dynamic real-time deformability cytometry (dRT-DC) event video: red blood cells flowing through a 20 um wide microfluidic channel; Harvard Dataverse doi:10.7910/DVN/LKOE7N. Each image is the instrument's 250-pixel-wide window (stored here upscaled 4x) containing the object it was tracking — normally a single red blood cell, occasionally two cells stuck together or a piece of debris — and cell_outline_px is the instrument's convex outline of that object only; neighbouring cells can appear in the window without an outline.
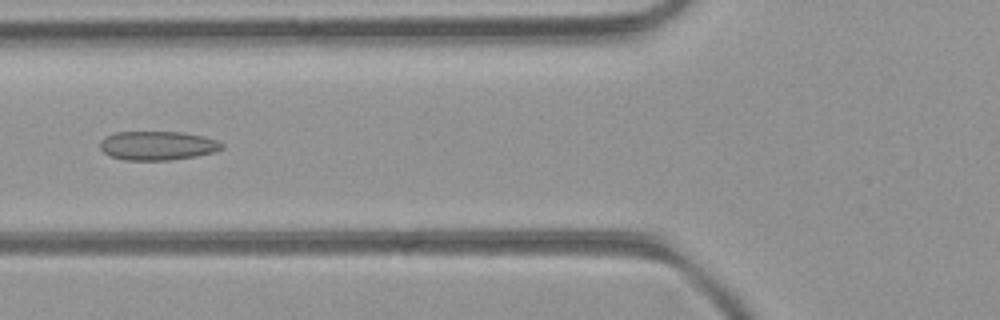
{"species": "common noctule bat (a hibernating species)", "species_latin": "Nyctalus noctula", "temperature_condition": "room temperature", "stored_images_in_passage": 52, "camera_frame_rate_fps": 3000, "um_per_image_px": 0.085, "animal": {"sex": "female", "body_mass_g": 21.9}, "frame": {"image": 1, "passage_image": 20, "time_ms": 6.333, "image_size_px": [1000, 320], "cell_outline_px": [[224, 148], [216, 152], [196, 156], [172, 160], [124, 160], [112, 156], [104, 152], [100, 148], [100, 140], [104, 136], [116, 132], [184, 132], [204, 136], [216, 140], [224, 144]], "centroid_in_image_um": [13.41, 12.37], "position_along_channel_um": 112.4, "area_um2": 20.75}}
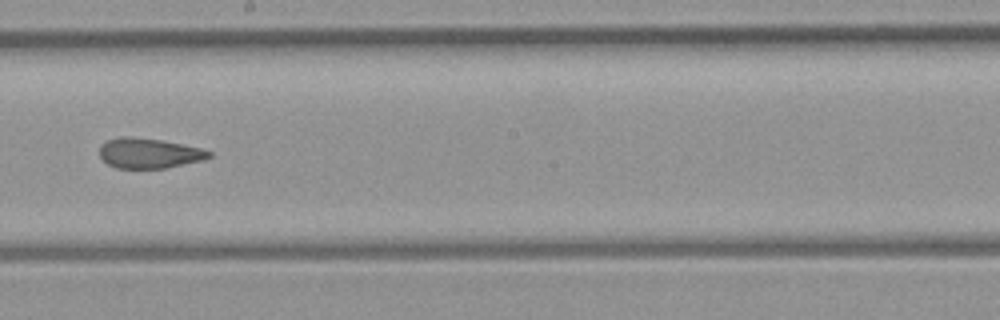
{"frame": {"image": 2, "passage_image": 29, "time_ms": 9.333, "image_size_px": [1000, 320], "cell_outline_px": [[212, 156], [200, 160], [164, 168], [116, 168], [108, 164], [100, 156], [100, 144], [108, 140], [120, 136], [128, 136], [160, 140], [200, 148], [212, 152]], "centroid_in_image_um": [12.62, 13.02], "position_along_channel_um": 235.6, "area_um2": 18.9}}
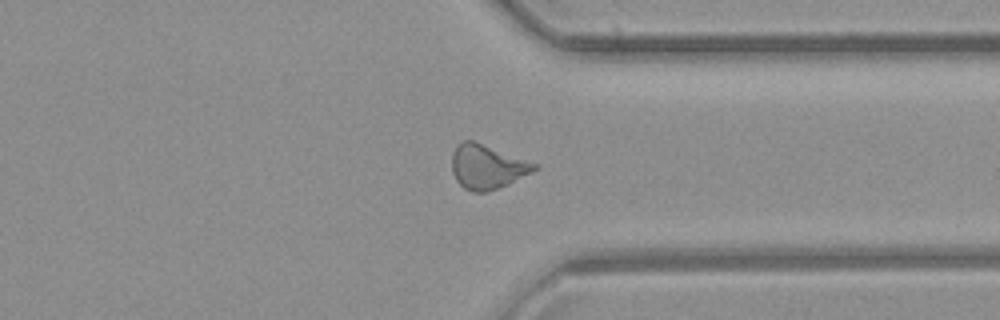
{"frame": {"image": 3, "passage_image": 39, "time_ms": 12.667, "image_size_px": [1000, 320], "cell_outline_px": [[540, 168], [508, 184], [488, 192], [472, 192], [464, 188], [456, 180], [452, 172], [452, 152], [456, 144], [464, 140], [472, 140], [536, 164]], "centroid_in_image_um": [41.36, 14.19], "position_along_channel_um": 370.0, "area_um2": 21.1}}